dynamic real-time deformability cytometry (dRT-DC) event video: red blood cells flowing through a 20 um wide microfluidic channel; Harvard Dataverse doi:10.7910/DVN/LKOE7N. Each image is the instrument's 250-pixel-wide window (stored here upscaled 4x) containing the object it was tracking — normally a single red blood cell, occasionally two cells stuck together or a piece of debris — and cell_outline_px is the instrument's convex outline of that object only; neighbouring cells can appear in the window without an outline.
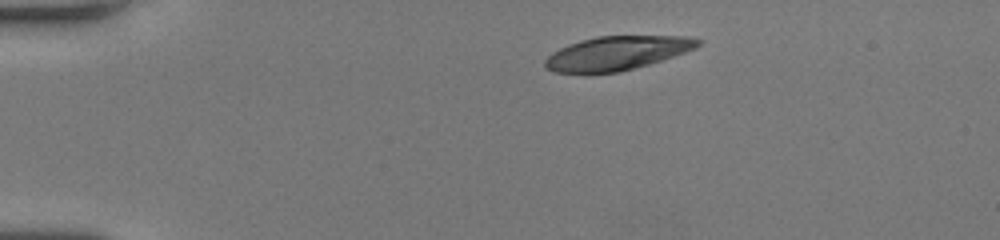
{"species": "human", "species_latin": "Homo sapiens", "temperature_condition": "room temperature", "stored_images_in_passage": 43, "camera_frame_rate_fps": 3000, "um_per_image_px": 0.085, "donor": {"sex": "female"}, "frame": {"image": 1, "passage_image": 1, "time_ms": 0.0, "image_size_px": [1000, 240], "cell_outline_px": [[704, 40], [696, 48], [648, 64], [620, 72], [552, 72], [544, 68], [544, 60], [552, 52], [568, 44], [580, 40], [596, 36], [688, 36]], "centroid_in_image_um": [52.42, 4.5], "position_along_channel_um": 32.6, "area_um2": 30.0}}
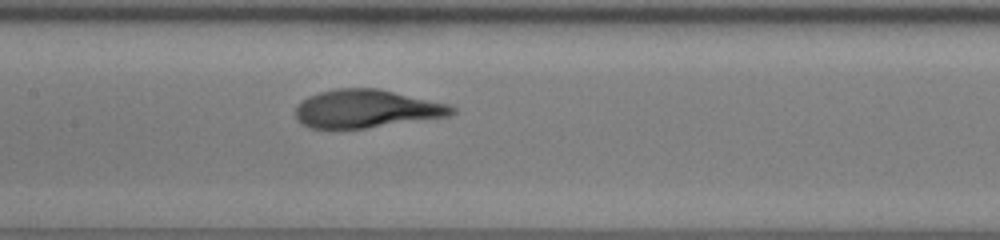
{"frame": {"image": 2, "passage_image": 17, "time_ms": 5.333, "image_size_px": [1000, 240], "cell_outline_px": [[456, 112], [448, 116], [364, 128], [308, 128], [300, 124], [296, 120], [296, 104], [300, 100], [308, 96], [320, 92], [336, 88], [380, 88], [448, 104], [456, 108]], "centroid_in_image_um": [31.09, 9.23], "position_along_channel_um": 176.3, "area_um2": 34.8}}
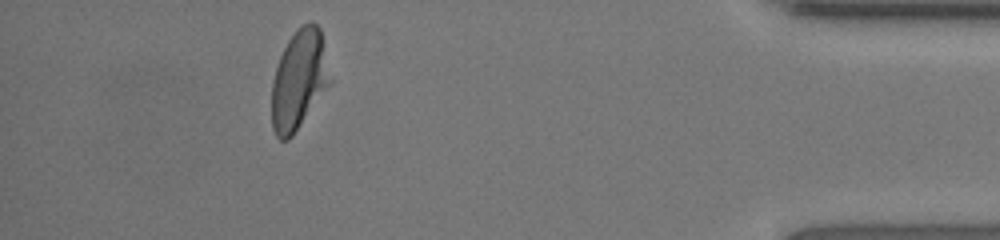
{"frame": {"image": 3, "passage_image": 38, "time_ms": 12.333, "image_size_px": [1000, 240], "cell_outline_px": [[332, 84], [292, 136], [288, 140], [280, 140], [276, 136], [272, 128], [272, 84], [276, 68], [280, 56], [288, 40], [296, 28], [312, 20], [320, 28], [332, 80]], "centroid_in_image_um": [25.44, 6.79], "position_along_channel_um": 409.8, "area_um2": 34.1}, "authors_computed_cell_mechanics": {"area_um2": 34.8534, "velocity_mm_per_s": 4.0419, "shape_relaxation_time_tau1_ms": 4.6373, "shape_relaxation_time_tau2_ms": 0.8362, "deformation_change_tau1": 0.1986, "deformation_change_tau2": 0.068}}